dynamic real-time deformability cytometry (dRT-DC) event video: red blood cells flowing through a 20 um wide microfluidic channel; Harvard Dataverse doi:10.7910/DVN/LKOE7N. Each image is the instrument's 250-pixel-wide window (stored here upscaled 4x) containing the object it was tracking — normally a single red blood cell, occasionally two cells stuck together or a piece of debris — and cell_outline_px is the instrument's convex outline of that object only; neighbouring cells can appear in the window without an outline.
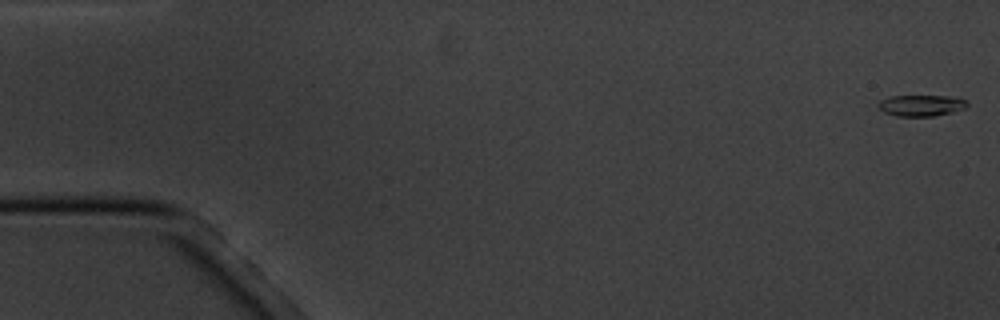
{"species": "common noctule bat (a hibernating species)", "species_latin": "Nyctalus noctula", "temperature_condition": "cold", "stored_images_in_passage": 7, "camera_frame_rate_fps": 3000, "um_per_image_px": 0.085, "animal": {"sex": "male", "body_mass_g": 20.1, "forearm_length_mm": 53.5}, "frame": {"image": 1, "passage_image": 1, "time_ms": 0.0, "image_size_px": [1000, 320], "cell_outline_px": [[968, 104], [964, 108], [952, 112], [936, 116], [896, 116], [884, 112], [880, 108], [880, 100], [892, 96], [960, 96]], "centroid_in_image_um": [78.35, 8.96], "position_along_channel_um": 6.7, "area_um2": 10.92}}
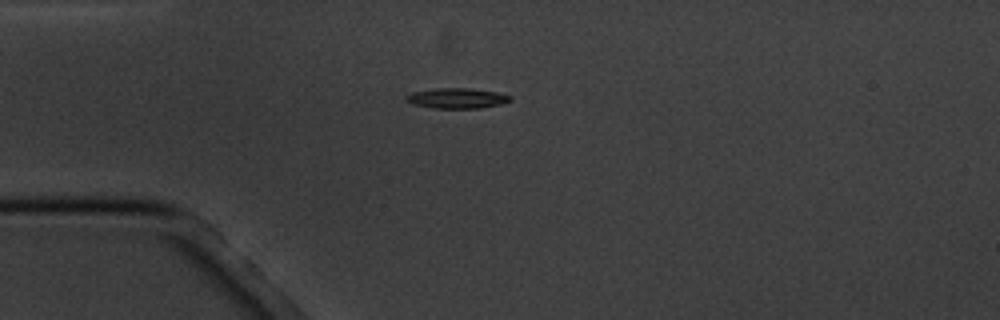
{"frame": {"image": 2, "passage_image": 5, "time_ms": 4.667, "image_size_px": [1000, 320], "cell_outline_px": [[512, 100], [500, 104], [480, 108], [432, 108], [412, 104], [404, 100], [404, 96], [412, 92], [436, 88], [468, 88], [496, 92], [512, 96]], "centroid_in_image_um": [38.79, 8.35], "position_along_channel_um": 46.2, "area_um2": 12.37}}
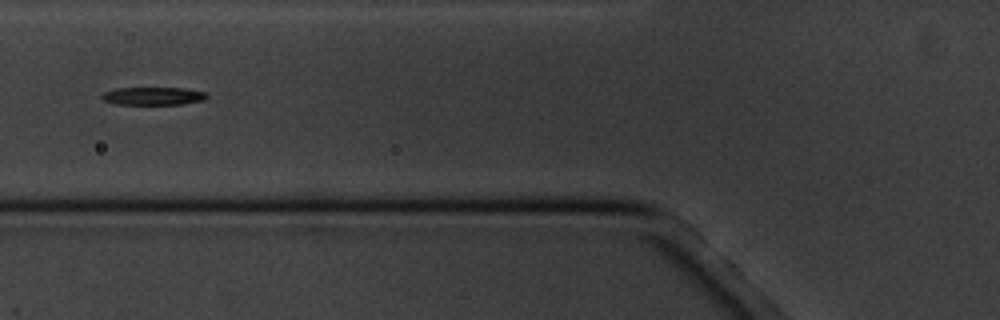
{"frame": {"image": 3, "passage_image": 7, "time_ms": 7.0, "image_size_px": [1000, 320], "cell_outline_px": [[208, 96], [204, 100], [184, 104], [116, 104], [104, 100], [100, 96], [104, 92], [116, 88], [184, 88], [204, 92]], "centroid_in_image_um": [13.02, 8.16], "position_along_channel_um": 112.8, "area_um2": 10.87}}